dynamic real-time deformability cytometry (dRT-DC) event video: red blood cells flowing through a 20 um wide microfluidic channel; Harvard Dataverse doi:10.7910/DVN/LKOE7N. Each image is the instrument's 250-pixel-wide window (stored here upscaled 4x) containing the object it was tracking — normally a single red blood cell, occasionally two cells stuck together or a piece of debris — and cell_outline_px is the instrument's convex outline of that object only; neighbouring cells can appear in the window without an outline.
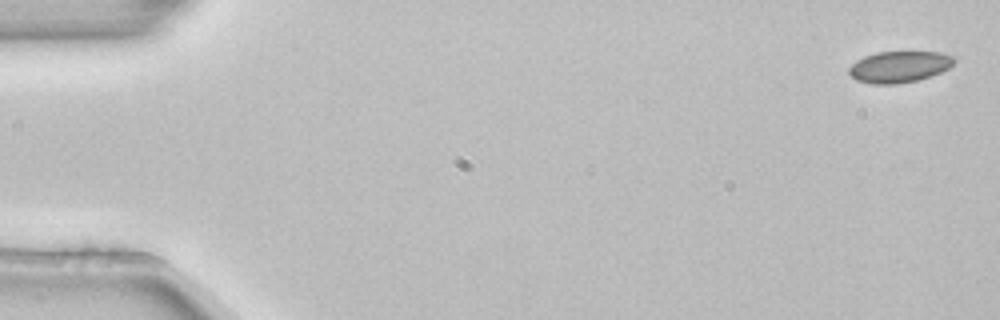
{"species": "common noctule bat (a hibernating species)", "species_latin": "Nyctalus noctula", "temperature_condition": "room temperature", "stored_images_in_passage": 6, "segment_of_instrument_passage": [1, 2], "camera_frame_rate_fps": 3000, "um_per_image_px": 0.085, "animal": {"sex": "female", "body_mass_g": 22.7, "forearm_length_mm": 54.2}, "frame": {"image": 1, "passage_image": 1, "time_ms": 0.0, "image_size_px": [1000, 320], "cell_outline_px": [[956, 60], [948, 68], [940, 72], [916, 80], [896, 84], [872, 84], [856, 80], [848, 72], [848, 68], [856, 60], [864, 56], [876, 52], [940, 52], [952, 56]], "centroid_in_image_um": [76.39, 5.67], "position_along_channel_um": 8.6, "area_um2": 19.07}}
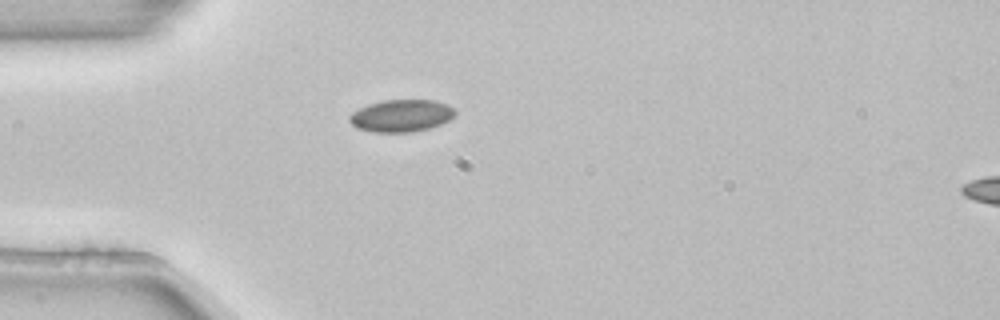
{"frame": {"image": 2, "passage_image": 5, "time_ms": 1.333, "image_size_px": [1000, 320], "cell_outline_px": [[456, 116], [440, 124], [428, 128], [412, 132], [372, 132], [356, 128], [348, 120], [348, 116], [352, 112], [368, 104], [384, 100], [436, 100], [448, 104], [456, 112]], "centroid_in_image_um": [34.1, 9.83], "position_along_channel_um": 50.9, "area_um2": 19.94}}